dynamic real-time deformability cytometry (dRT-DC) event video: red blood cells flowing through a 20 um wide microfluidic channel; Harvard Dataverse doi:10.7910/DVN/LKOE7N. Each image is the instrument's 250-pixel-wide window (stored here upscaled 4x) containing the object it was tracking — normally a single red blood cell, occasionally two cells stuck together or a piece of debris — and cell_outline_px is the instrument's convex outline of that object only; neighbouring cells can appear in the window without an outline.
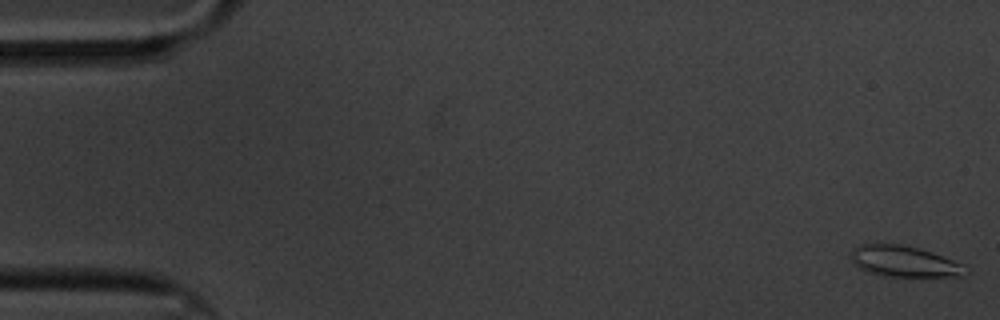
{"species": "common noctule bat (a hibernating species)", "species_latin": "Nyctalus noctula", "temperature_condition": "cold", "stored_images_in_passage": 61, "segment_of_instrument_passage": [1, 2], "camera_frame_rate_fps": 3000, "um_per_image_px": 0.085, "animal": {"sex": "male", "body_mass_g": 20.1, "forearm_length_mm": 53.5}, "frame": {"image": 1, "passage_image": 1, "time_ms": 0.0, "image_size_px": [1000, 320], "cell_outline_px": [[968, 272], [964, 276], [880, 276], [868, 272], [860, 268], [852, 260], [852, 248], [860, 244], [900, 244], [920, 248], [932, 252], [964, 264]], "centroid_in_image_um": [76.88, 22.22], "position_along_channel_um": 8.1, "area_um2": 20.69}}
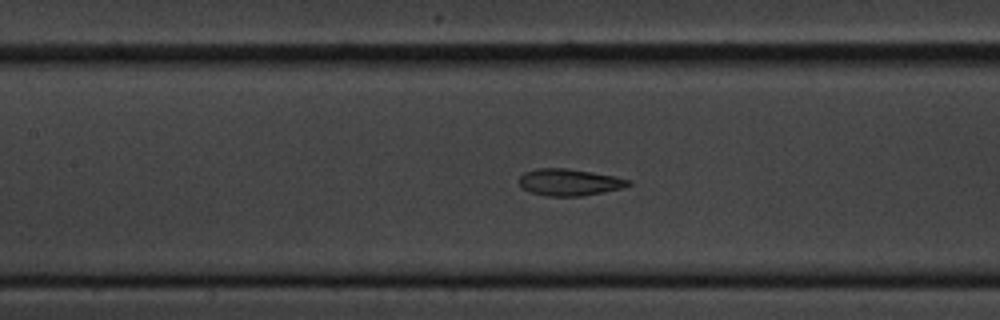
{"frame": {"image": 2, "passage_image": 27, "time_ms": 8.667, "image_size_px": [1000, 320], "cell_outline_px": [[632, 184], [620, 188], [604, 192], [580, 196], [548, 196], [528, 192], [520, 188], [520, 176], [524, 172], [536, 168], [568, 168], [616, 176], [632, 180]], "centroid_in_image_um": [48.38, 15.48], "position_along_channel_um": 159.0, "area_um2": 17.22}}
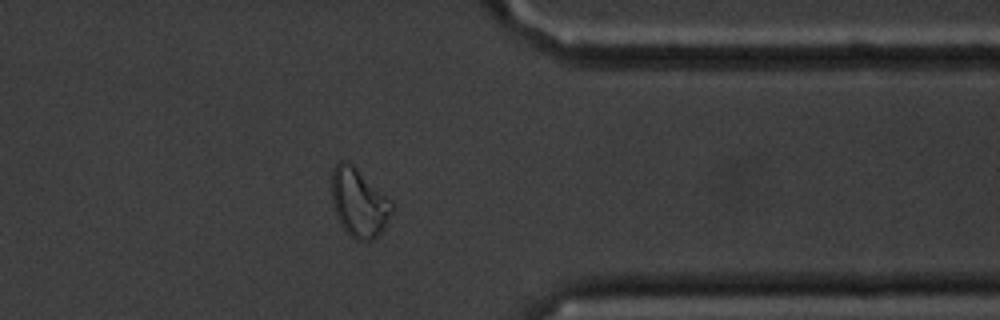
{"frame": {"image": 3, "passage_image": 48, "time_ms": 15.667, "image_size_px": [1000, 320], "cell_outline_px": [[392, 212], [384, 228], [372, 240], [356, 240], [340, 224], [336, 216], [332, 200], [332, 172], [336, 164], [340, 160], [344, 160], [352, 164], [392, 200]], "centroid_in_image_um": [30.51, 17.21], "position_along_channel_um": 380.9, "area_um2": 23.81}}